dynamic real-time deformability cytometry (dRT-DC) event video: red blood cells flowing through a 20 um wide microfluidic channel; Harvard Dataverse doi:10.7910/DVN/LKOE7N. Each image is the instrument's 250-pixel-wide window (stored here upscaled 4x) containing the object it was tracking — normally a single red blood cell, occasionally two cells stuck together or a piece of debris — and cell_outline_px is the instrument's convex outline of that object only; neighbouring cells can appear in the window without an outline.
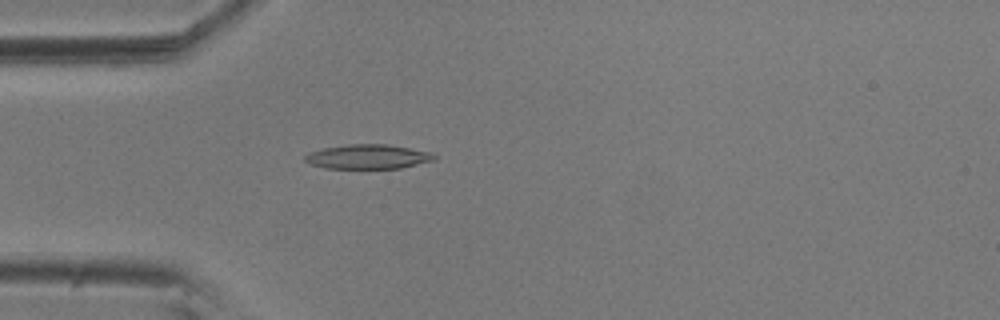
{"species": "common noctule bat (a hibernating species)", "species_latin": "Nyctalus noctula", "temperature_condition": "room temperature", "stored_images_in_passage": 55, "camera_frame_rate_fps": 3000, "um_per_image_px": 0.085, "animal": {"sex": "male", "body_mass_g": 20.5, "forearm_length_mm": 52.5}, "frame": {"image": 1, "passage_image": 15, "time_ms": 4.667, "image_size_px": [1000, 320], "cell_outline_px": [[436, 160], [400, 168], [324, 168], [308, 164], [304, 160], [304, 156], [308, 152], [324, 148], [348, 144], [388, 144], [432, 152], [436, 156]], "centroid_in_image_um": [31.26, 13.32], "position_along_channel_um": 53.7, "area_um2": 18.55}}
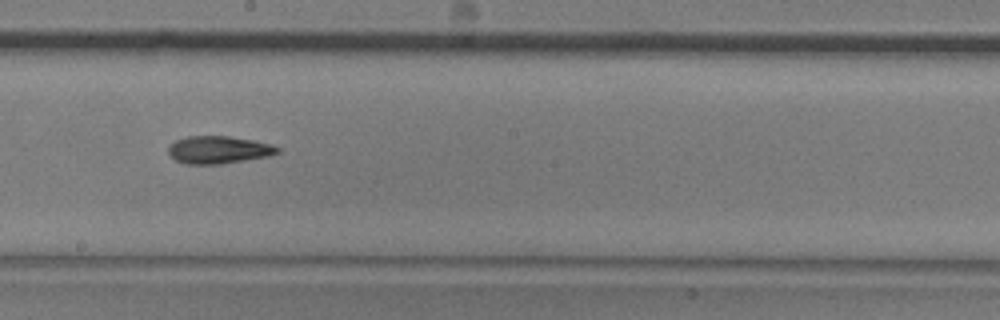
{"frame": {"image": 2, "passage_image": 30, "time_ms": 9.667, "image_size_px": [1000, 320], "cell_outline_px": [[280, 152], [268, 156], [220, 164], [184, 164], [176, 160], [168, 152], [168, 148], [176, 140], [188, 136], [228, 136], [256, 140], [272, 144], [280, 148]], "centroid_in_image_um": [18.61, 12.73], "position_along_channel_um": 229.6, "area_um2": 17.51}}
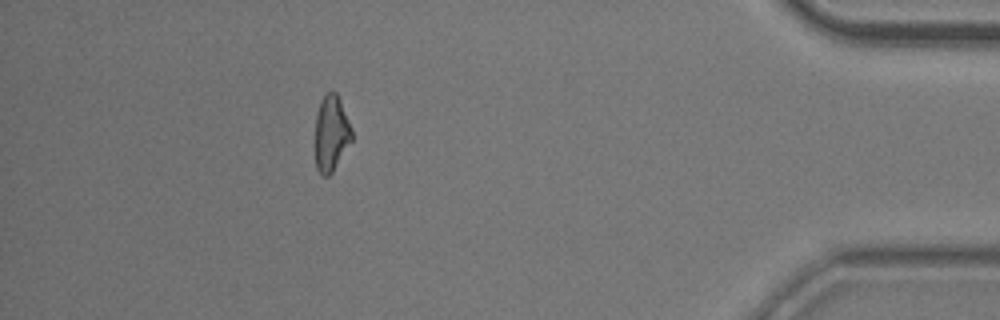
{"frame": {"image": 3, "passage_image": 49, "time_ms": 16.0, "image_size_px": [1000, 320], "cell_outline_px": [[352, 140], [332, 172], [328, 176], [324, 176], [316, 168], [316, 112], [320, 100], [332, 88], [336, 92], [340, 100], [352, 128]], "centroid_in_image_um": [28.16, 11.29], "position_along_channel_um": 407.0, "area_um2": 16.13}, "authors_computed_cell_mechanics": {"area_um2": 17.5134, "velocity_mm_per_s": 3.6144, "shape_relaxation_time_tau1_ms": 7.8285, "shape_relaxation_time_tau2_ms": 4.9781, "deformation_change_tau1": 0.2084, "deformation_change_tau2": 0.144}}